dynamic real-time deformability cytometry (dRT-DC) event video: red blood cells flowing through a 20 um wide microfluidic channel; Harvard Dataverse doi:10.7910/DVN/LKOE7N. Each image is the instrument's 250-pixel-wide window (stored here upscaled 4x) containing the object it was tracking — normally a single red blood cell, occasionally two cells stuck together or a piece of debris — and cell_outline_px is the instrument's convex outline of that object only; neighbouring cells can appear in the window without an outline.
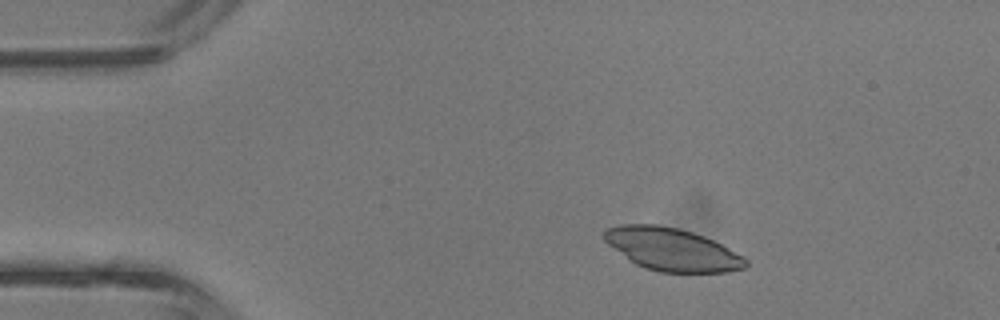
{"species": "common noctule bat (a hibernating species)", "species_latin": "Nyctalus noctula", "temperature_condition": "room temperature", "stored_images_in_passage": 37, "camera_frame_rate_fps": 3000, "um_per_image_px": 0.085, "animal": {"sex": "male", "body_mass_g": 13.3}, "frame": {"image": 1, "passage_image": 2, "time_ms": 0.333, "image_size_px": [1000, 320], "cell_outline_px": [[748, 264], [744, 268], [724, 272], [660, 272], [644, 268], [636, 264], [608, 244], [604, 240], [604, 232], [608, 228], [620, 224], [656, 224], [680, 228], [704, 236], [744, 256], [748, 260]], "centroid_in_image_um": [57.12, 21.19], "position_along_channel_um": 27.9, "area_um2": 34.97}}